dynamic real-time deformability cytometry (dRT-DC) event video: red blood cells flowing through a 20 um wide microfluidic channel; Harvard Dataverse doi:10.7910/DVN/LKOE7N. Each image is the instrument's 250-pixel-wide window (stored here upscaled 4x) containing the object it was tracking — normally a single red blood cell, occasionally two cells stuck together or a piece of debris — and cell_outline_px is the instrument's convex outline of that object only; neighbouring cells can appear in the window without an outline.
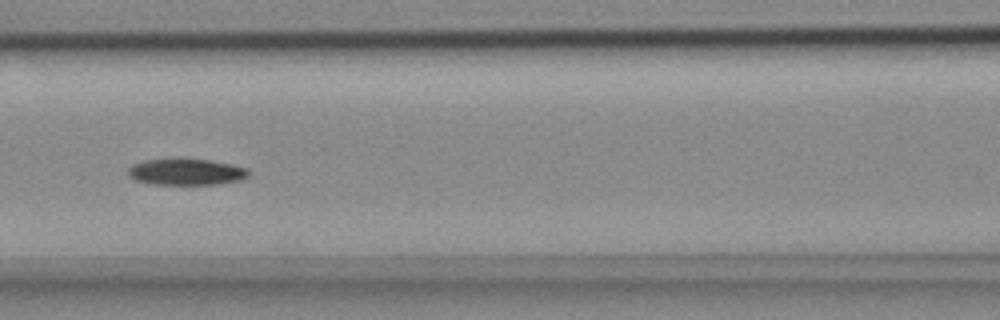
{"species": "common noctule bat (a hibernating species)", "species_latin": "Nyctalus noctula", "temperature_condition": "cold", "stored_images_in_passage": 8, "camera_frame_rate_fps": 3000, "um_per_image_px": 0.085, "animal": {"sex": "female", "body_mass_g": 18.4}, "frame": {"image": 1, "passage_image": 6, "time_ms": 1.667, "image_size_px": [1000, 320], "cell_outline_px": [[248, 176], [240, 180], [224, 184], [152, 184], [136, 180], [128, 176], [128, 168], [132, 164], [144, 160], [176, 156], [208, 160], [232, 164], [248, 168]], "centroid_in_image_um": [15.8, 14.57], "position_along_channel_um": 150.8, "area_um2": 19.19}}
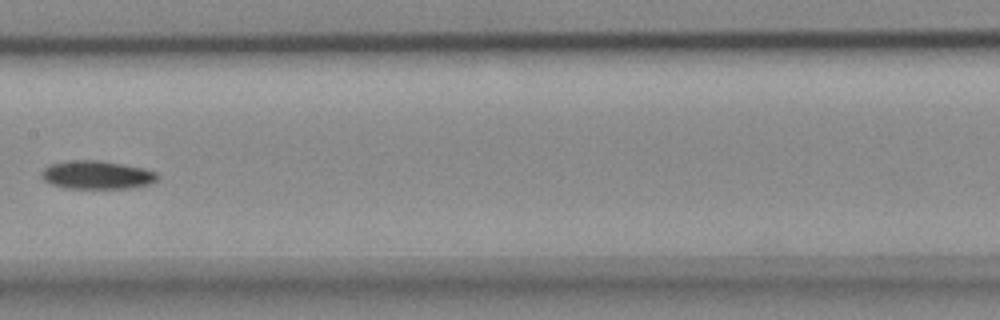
{"frame": {"image": 2, "passage_image": 7, "time_ms": 2.0, "image_size_px": [1000, 320], "cell_outline_px": [[160, 176], [152, 184], [128, 188], [64, 188], [52, 184], [44, 180], [40, 176], [40, 172], [48, 164], [76, 160], [96, 160], [144, 168], [156, 172]], "centroid_in_image_um": [8.23, 14.87], "position_along_channel_um": 199.2, "area_um2": 19.13}}
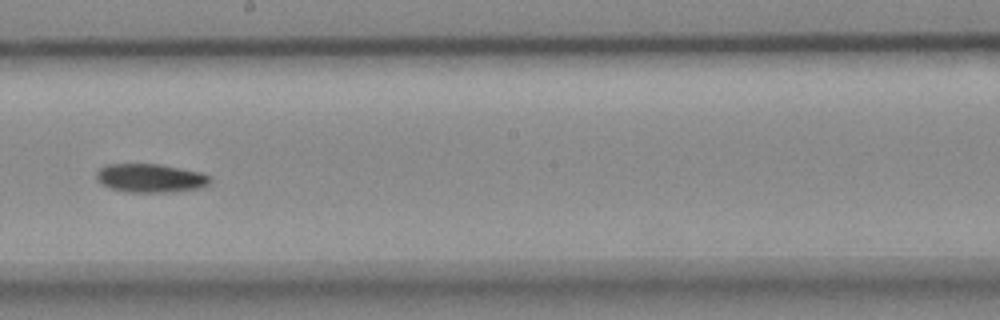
{"frame": {"image": 3, "passage_image": 8, "time_ms": 2.333, "image_size_px": [1000, 320], "cell_outline_px": [[212, 180], [208, 184], [200, 188], [180, 192], [128, 192], [112, 188], [100, 184], [96, 180], [96, 172], [100, 168], [108, 164], [160, 164], [200, 172], [208, 176]], "centroid_in_image_um": [12.78, 15.14], "position_along_channel_um": 235.4, "area_um2": 19.07}}